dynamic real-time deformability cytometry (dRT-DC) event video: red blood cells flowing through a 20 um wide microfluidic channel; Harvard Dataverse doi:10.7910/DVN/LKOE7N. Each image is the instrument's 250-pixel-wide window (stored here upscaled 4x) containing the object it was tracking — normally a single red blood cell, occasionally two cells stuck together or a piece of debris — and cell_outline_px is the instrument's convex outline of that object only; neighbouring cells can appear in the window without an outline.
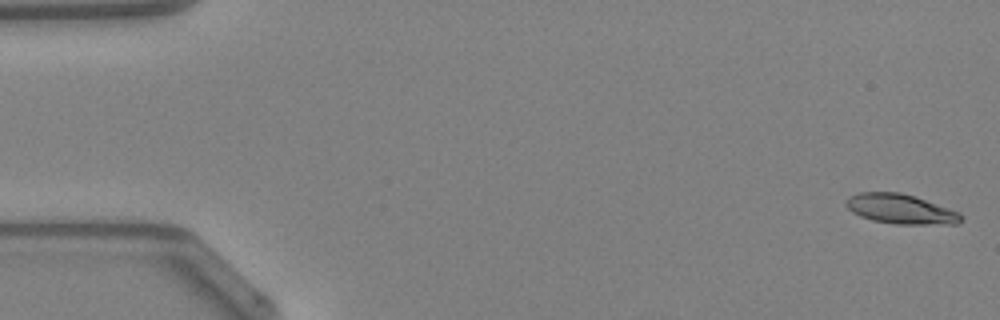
{"species": "Egyptian fruit bat (a non-hibernating species)", "species_latin": "Rousettus aegyptiacus", "temperature_condition": "warm", "stored_images_in_passage": 48, "camera_frame_rate_fps": 3000, "um_per_image_px": 0.085, "animal": {"sex": "female"}, "frame": {"image": 1, "passage_image": 1, "time_ms": 0.0, "image_size_px": [1000, 320], "cell_outline_px": [[964, 216], [956, 224], [896, 224], [872, 220], [860, 216], [852, 212], [844, 204], [844, 200], [860, 192], [900, 192], [960, 212]], "centroid_in_image_um": [76.53, 17.77], "position_along_channel_um": 8.5, "area_um2": 19.71}}
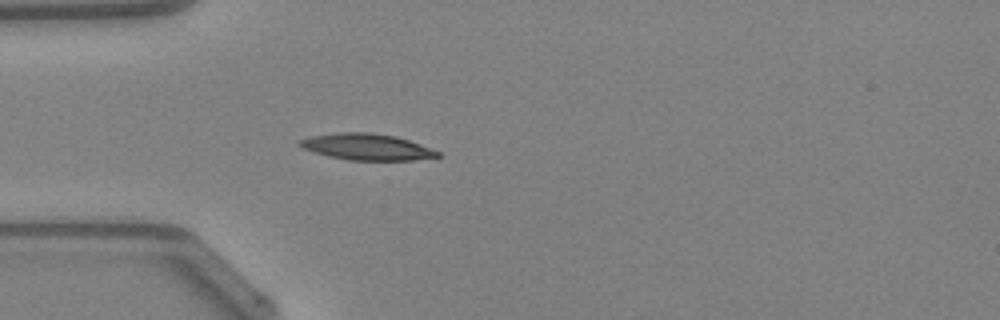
{"frame": {"image": 2, "passage_image": 14, "time_ms": 4.333, "image_size_px": [1000, 320], "cell_outline_px": [[440, 156], [412, 160], [348, 160], [328, 156], [304, 148], [296, 144], [300, 140], [312, 136], [344, 132], [368, 132], [392, 136], [408, 140], [420, 144], [440, 152]], "centroid_in_image_um": [31.17, 12.49], "position_along_channel_um": 53.8, "area_um2": 20.75}}
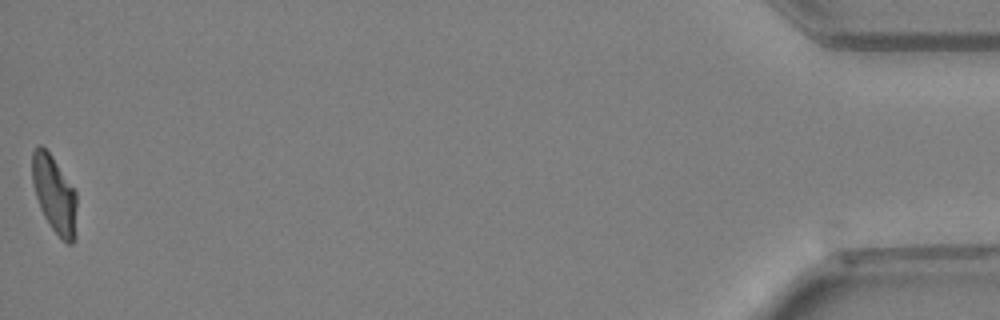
{"frame": {"image": 3, "passage_image": 48, "time_ms": 15.667, "image_size_px": [1000, 320], "cell_outline_px": [[76, 236], [72, 244], [68, 244], [52, 228], [44, 216], [40, 208], [32, 184], [32, 152], [40, 144], [52, 156], [76, 192]], "centroid_in_image_um": [4.62, 16.53], "position_along_channel_um": 430.6, "area_um2": 19.83}, "authors_computed_cell_mechanics": {"area_um2": 20.2589, "velocity_mm_per_s": 4.2601, "shape_relaxation_time_tau1_ms": 3.9491, "shape_relaxation_time_tau2_ms": 3.5536, "deformation_change_tau1": 0.1697, "deformation_change_tau2": 0.1067}}